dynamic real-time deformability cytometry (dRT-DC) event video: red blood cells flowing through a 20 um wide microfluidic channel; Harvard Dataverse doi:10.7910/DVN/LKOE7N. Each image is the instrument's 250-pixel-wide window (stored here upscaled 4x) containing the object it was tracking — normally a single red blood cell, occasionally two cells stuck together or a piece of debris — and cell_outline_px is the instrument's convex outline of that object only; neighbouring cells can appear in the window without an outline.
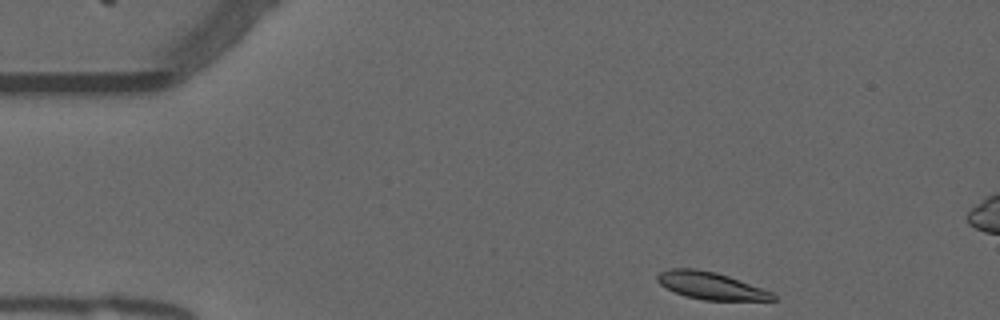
{"species": "common noctule bat (a hibernating species)", "species_latin": "Nyctalus noctula", "temperature_condition": "warm", "stored_images_in_passage": 48, "camera_frame_rate_fps": 3000, "um_per_image_px": 0.085, "animal": {"sex": "male", "forearm_length_mm": 52.5}, "frame": {"image": 1, "passage_image": 1, "time_ms": 0.0, "image_size_px": [1000, 320], "cell_outline_px": [[776, 300], [704, 300], [684, 296], [660, 284], [656, 280], [656, 276], [660, 272], [668, 268], [696, 268], [716, 272], [728, 276], [772, 292], [776, 296]], "centroid_in_image_um": [60.38, 24.27], "position_along_channel_um": 24.6, "area_um2": 18.26}}
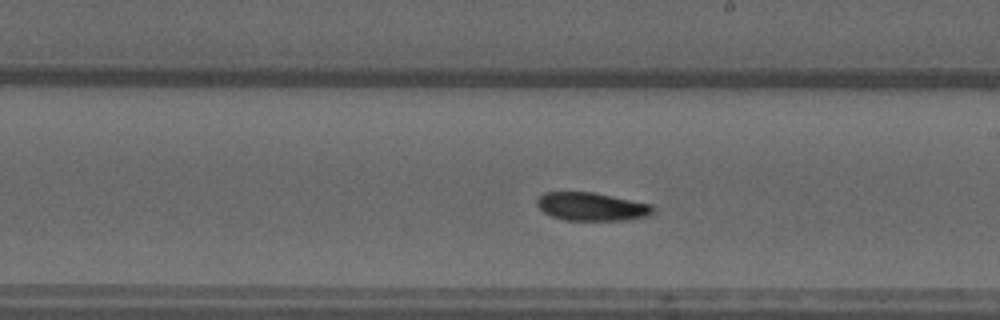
{"frame": {"image": 2, "passage_image": 24, "time_ms": 7.667, "image_size_px": [1000, 320], "cell_outline_px": [[656, 208], [648, 216], [628, 220], [564, 220], [552, 216], [544, 212], [536, 204], [536, 200], [544, 192], [592, 192], [652, 204]], "centroid_in_image_um": [50.3, 17.56], "position_along_channel_um": 238.7, "area_um2": 19.07}}
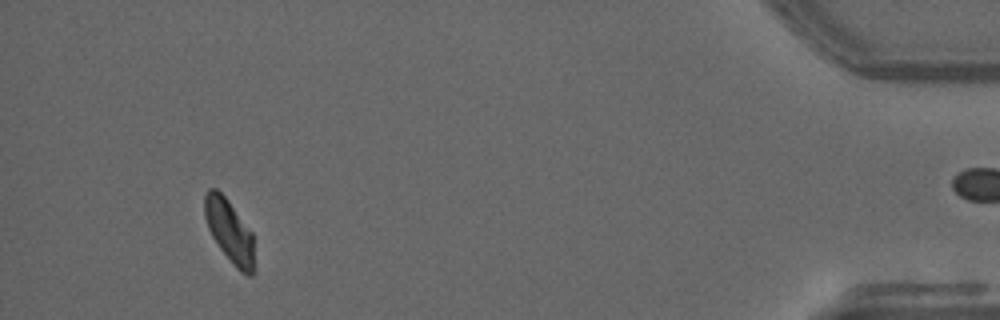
{"frame": {"image": 3, "passage_image": 44, "time_ms": 14.333, "image_size_px": [1000, 320], "cell_outline_px": [[252, 276], [248, 276], [240, 272], [232, 264], [220, 248], [212, 236], [208, 228], [204, 216], [204, 196], [208, 188], [216, 188], [228, 200], [252, 232]], "centroid_in_image_um": [19.46, 19.6], "position_along_channel_um": 415.7, "area_um2": 17.92}, "authors_computed_cell_mechanics": {"area_um2": 19.2474, "velocity_mm_per_s": 3.7348, "shape_relaxation_time_tau1_ms": 6.4947, "shape_relaxation_time_tau2_ms": 4.1891, "deformation_change_tau1": 0.1509, "deformation_change_tau2": 0.0712}}